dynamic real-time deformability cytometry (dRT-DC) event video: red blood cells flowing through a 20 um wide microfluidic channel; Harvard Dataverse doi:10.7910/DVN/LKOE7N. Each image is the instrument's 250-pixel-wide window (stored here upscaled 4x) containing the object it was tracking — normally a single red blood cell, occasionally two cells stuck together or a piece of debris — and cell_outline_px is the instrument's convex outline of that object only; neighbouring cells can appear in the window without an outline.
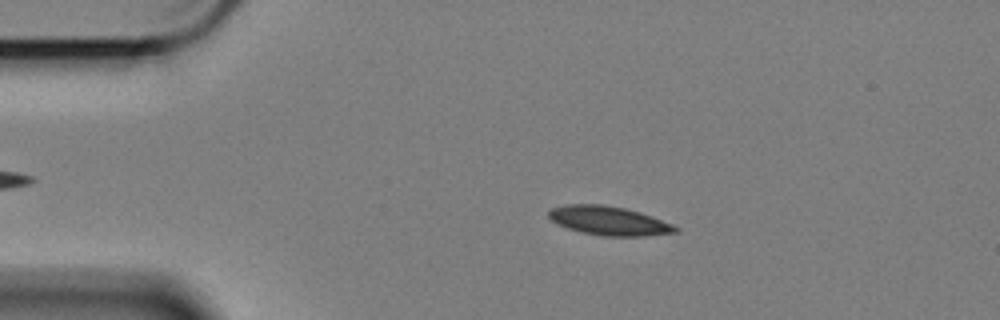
{"species": "Egyptian fruit bat (a non-hibernating species)", "species_latin": "Rousettus aegyptiacus", "temperature_condition": "cold", "stored_images_in_passage": 59, "camera_frame_rate_fps": 3000, "um_per_image_px": 0.085, "animal": {"sex": "female"}, "frame": {"image": 1, "passage_image": 11, "time_ms": 3.333, "image_size_px": [1000, 320], "cell_outline_px": [[680, 232], [644, 236], [604, 236], [580, 232], [556, 224], [548, 216], [548, 212], [552, 208], [564, 204], [604, 204], [624, 208], [640, 212], [652, 216], [672, 224], [680, 228]], "centroid_in_image_um": [51.77, 18.76], "position_along_channel_um": 33.2, "area_um2": 21.56}}
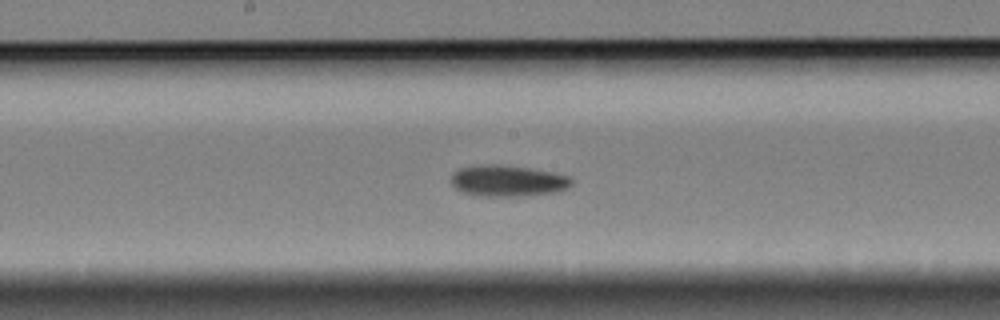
{"frame": {"image": 2, "passage_image": 30, "time_ms": 9.667, "image_size_px": [1000, 320], "cell_outline_px": [[572, 184], [568, 188], [560, 192], [516, 196], [480, 196], [464, 192], [456, 188], [452, 184], [452, 172], [460, 168], [476, 164], [500, 164], [528, 168], [552, 172], [568, 176], [572, 180]], "centroid_in_image_um": [43.16, 15.36], "position_along_channel_um": 205.0, "area_um2": 22.02}}
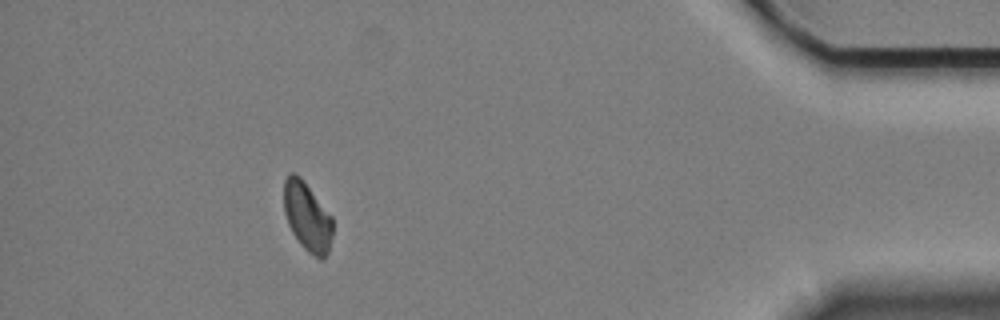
{"frame": {"image": 3, "passage_image": 53, "time_ms": 17.333, "image_size_px": [1000, 320], "cell_outline_px": [[332, 236], [328, 252], [320, 260], [308, 252], [300, 244], [292, 232], [288, 224], [284, 212], [284, 180], [288, 172], [296, 172], [300, 176], [332, 216]], "centroid_in_image_um": [26.1, 18.39], "position_along_channel_um": 409.1, "area_um2": 19.65}, "authors_computed_cell_mechanics": {"area_um2": 20.7502, "velocity_mm_per_s": 3.3518, "shape_relaxation_time_tau1_ms": 9.5061, "shape_relaxation_time_tau2_ms": null, "deformation_change_tau1": 0.1316, "deformation_change_tau2": null}}